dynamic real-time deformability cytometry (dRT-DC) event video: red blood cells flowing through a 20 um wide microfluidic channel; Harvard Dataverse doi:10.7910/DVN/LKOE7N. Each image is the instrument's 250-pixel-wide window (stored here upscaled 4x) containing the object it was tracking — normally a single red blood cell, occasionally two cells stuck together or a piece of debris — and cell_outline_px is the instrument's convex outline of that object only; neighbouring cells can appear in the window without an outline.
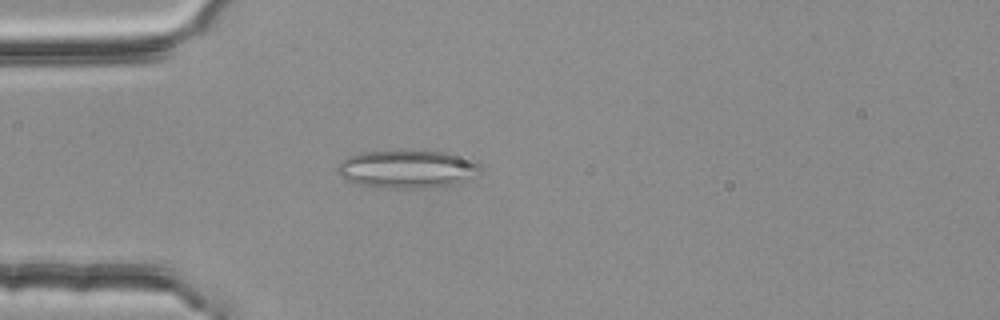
{"species": "common noctule bat (a hibernating species)", "species_latin": "Nyctalus noctula", "temperature_condition": "room temperature", "stored_images_in_passage": 53, "segment_of_instrument_passage": [1, 2], "camera_frame_rate_fps": 3000, "um_per_image_px": 0.085, "animal": {"sex": "female", "body_mass_g": 25.1}, "frame": {"image": 1, "passage_image": 14, "time_ms": 4.333, "image_size_px": [1000, 320], "cell_outline_px": [[484, 168], [480, 172], [460, 184], [428, 188], [376, 188], [360, 184], [348, 180], [340, 176], [336, 172], [336, 168], [348, 156], [360, 152], [404, 148], [444, 152], [468, 156], [476, 160]], "centroid_in_image_um": [34.68, 14.34], "position_along_channel_um": 50.3, "area_um2": 33.12}}